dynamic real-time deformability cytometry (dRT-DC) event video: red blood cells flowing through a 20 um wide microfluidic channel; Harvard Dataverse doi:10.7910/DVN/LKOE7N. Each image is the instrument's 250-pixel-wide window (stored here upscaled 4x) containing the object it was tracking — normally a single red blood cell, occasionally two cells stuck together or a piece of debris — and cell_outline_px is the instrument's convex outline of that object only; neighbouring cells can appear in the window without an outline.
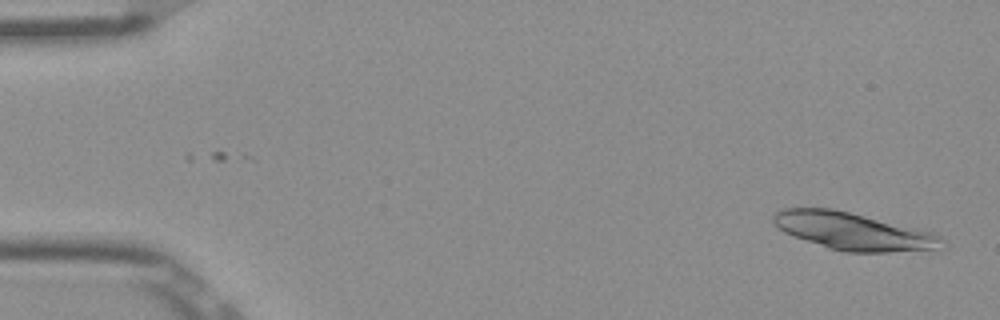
{"species": "Egyptian fruit bat (a non-hibernating species)", "species_latin": "Rousettus aegyptiacus", "temperature_condition": "room temperature", "stored_images_in_passage": 50, "segment_of_instrument_passage": [1, 2], "camera_frame_rate_fps": 3000, "um_per_image_px": 0.085, "frame": {"image": 1, "passage_image": 1, "time_ms": 0.0, "image_size_px": [1000, 320], "cell_outline_px": [[944, 248], [940, 252], [844, 252], [828, 248], [792, 236], [784, 232], [772, 220], [772, 216], [776, 212], [784, 208], [832, 208], [916, 228], [932, 232], [940, 236], [944, 240]], "centroid_in_image_um": [72.64, 19.7], "position_along_channel_um": 12.4, "area_um2": 37.22}}
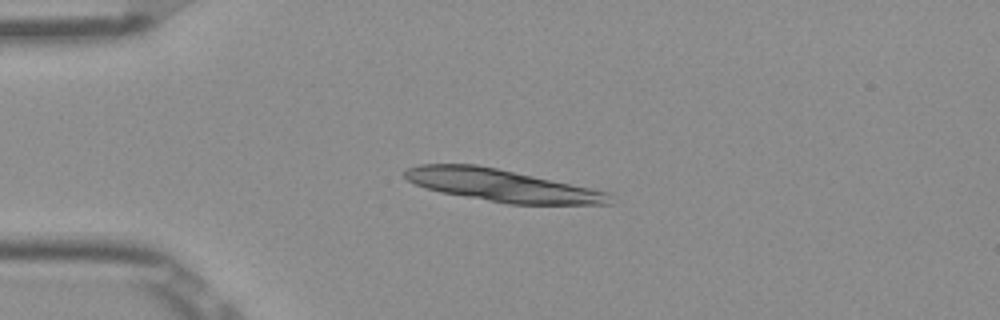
{"frame": {"image": 2, "passage_image": 11, "time_ms": 3.333, "image_size_px": [1000, 320], "cell_outline_px": [[612, 204], [508, 204], [440, 192], [424, 188], [408, 180], [404, 176], [404, 172], [408, 168], [420, 164], [476, 164], [496, 168], [608, 192]], "centroid_in_image_um": [42.59, 15.76], "position_along_channel_um": 42.4, "area_um2": 37.92}}